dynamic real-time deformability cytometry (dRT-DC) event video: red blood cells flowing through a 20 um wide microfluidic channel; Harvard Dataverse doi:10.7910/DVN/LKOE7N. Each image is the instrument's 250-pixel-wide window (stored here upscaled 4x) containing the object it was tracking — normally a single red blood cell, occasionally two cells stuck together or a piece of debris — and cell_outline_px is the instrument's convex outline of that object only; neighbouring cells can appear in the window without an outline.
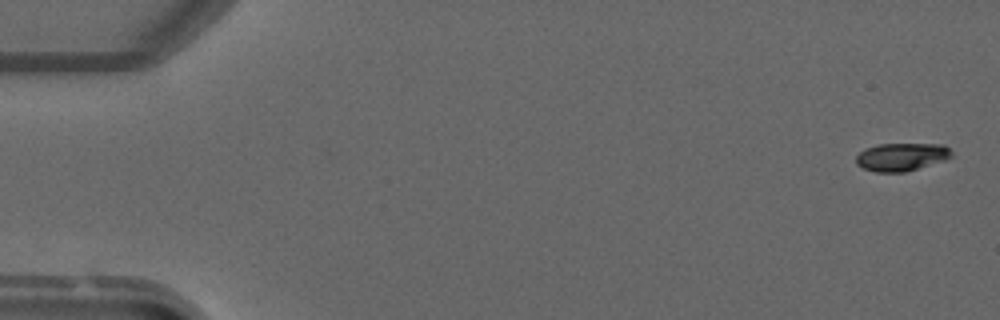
{"species": "common noctule bat (a hibernating species)", "species_latin": "Nyctalus noctula", "temperature_condition": "warm", "stored_images_in_passage": 5, "camera_frame_rate_fps": 3000, "um_per_image_px": 0.085, "animal": {"sex": "male", "forearm_length_mm": 52.5}, "frame": {"image": 1, "passage_image": 1, "time_ms": 0.0, "image_size_px": [1000, 320], "cell_outline_px": [[952, 156], [944, 160], [904, 172], [876, 172], [864, 168], [856, 164], [856, 156], [864, 148], [880, 144], [944, 144], [952, 152]], "centroid_in_image_um": [76.61, 13.33], "position_along_channel_um": 8.4, "area_um2": 15.43}}